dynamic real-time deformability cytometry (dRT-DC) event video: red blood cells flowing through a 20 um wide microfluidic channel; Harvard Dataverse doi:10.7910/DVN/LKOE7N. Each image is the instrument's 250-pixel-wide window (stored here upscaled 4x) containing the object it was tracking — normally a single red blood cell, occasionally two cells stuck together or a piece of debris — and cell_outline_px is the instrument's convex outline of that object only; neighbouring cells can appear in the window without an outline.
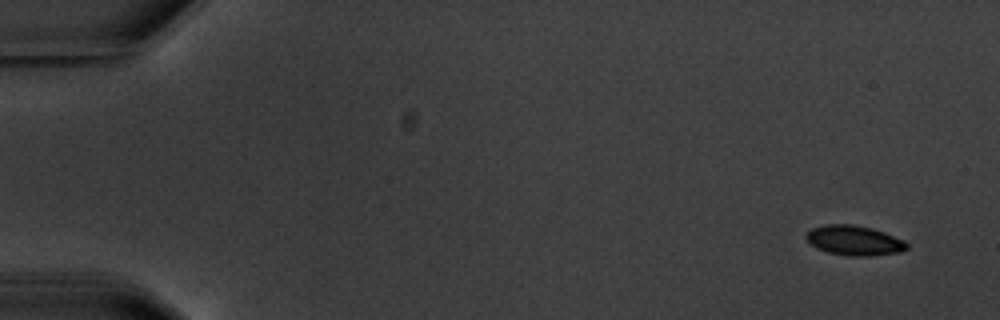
{"species": "common noctule bat (a hibernating species)", "species_latin": "Nyctalus noctula", "temperature_condition": "warm", "stored_images_in_passage": 5, "camera_frame_rate_fps": 3000, "um_per_image_px": 0.085, "animal": {"sex": "male", "body_mass_g": 20.1, "forearm_length_mm": 53.5}, "frame": {"image": 1, "passage_image": 1, "time_ms": 0.0, "image_size_px": [1000, 320], "cell_outline_px": [[908, 248], [900, 252], [868, 256], [848, 256], [828, 252], [816, 248], [804, 236], [812, 228], [824, 224], [852, 224], [872, 228], [884, 232], [904, 240], [908, 244]], "centroid_in_image_um": [72.61, 20.43], "position_along_channel_um": 12.4, "area_um2": 17.51}}
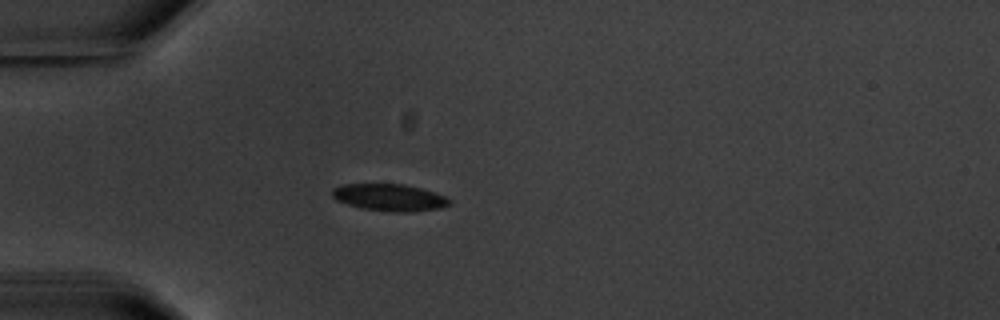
{"frame": {"image": 2, "passage_image": 5, "time_ms": 4.667, "image_size_px": [1000, 320], "cell_outline_px": [[452, 204], [440, 208], [412, 212], [396, 212], [360, 208], [336, 200], [332, 196], [332, 188], [340, 184], [404, 184], [420, 188], [444, 196], [452, 200]], "centroid_in_image_um": [33.1, 16.78], "position_along_channel_um": 51.9, "area_um2": 18.5}}